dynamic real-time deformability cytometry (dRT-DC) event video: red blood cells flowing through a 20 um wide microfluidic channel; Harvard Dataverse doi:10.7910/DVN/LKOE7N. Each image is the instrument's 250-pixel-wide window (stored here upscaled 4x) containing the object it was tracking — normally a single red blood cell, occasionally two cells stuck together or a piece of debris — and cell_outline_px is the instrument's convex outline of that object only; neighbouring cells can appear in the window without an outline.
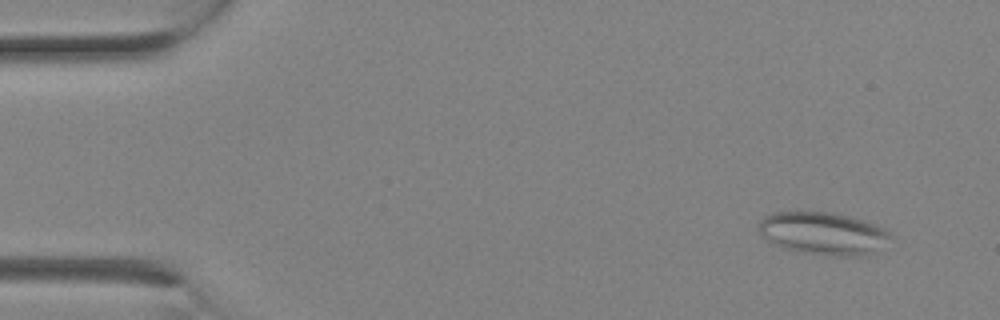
{"species": "Egyptian fruit bat (a non-hibernating species)", "species_latin": "Rousettus aegyptiacus", "temperature_condition": "room temperature", "stored_images_in_passage": 3, "camera_frame_rate_fps": 3000, "um_per_image_px": 0.085, "animal": {"sex": "female"}, "frame": {"image": 1, "passage_image": 1, "time_ms": 0.0, "image_size_px": [1000, 320], "cell_outline_px": [[892, 236], [876, 252], [860, 256], [828, 256], [784, 248], [760, 236], [760, 220], [764, 216], [776, 212], [832, 212], [864, 220], [876, 224], [884, 228]], "centroid_in_image_um": [70.0, 19.84], "position_along_channel_um": 15.0, "area_um2": 32.54}}